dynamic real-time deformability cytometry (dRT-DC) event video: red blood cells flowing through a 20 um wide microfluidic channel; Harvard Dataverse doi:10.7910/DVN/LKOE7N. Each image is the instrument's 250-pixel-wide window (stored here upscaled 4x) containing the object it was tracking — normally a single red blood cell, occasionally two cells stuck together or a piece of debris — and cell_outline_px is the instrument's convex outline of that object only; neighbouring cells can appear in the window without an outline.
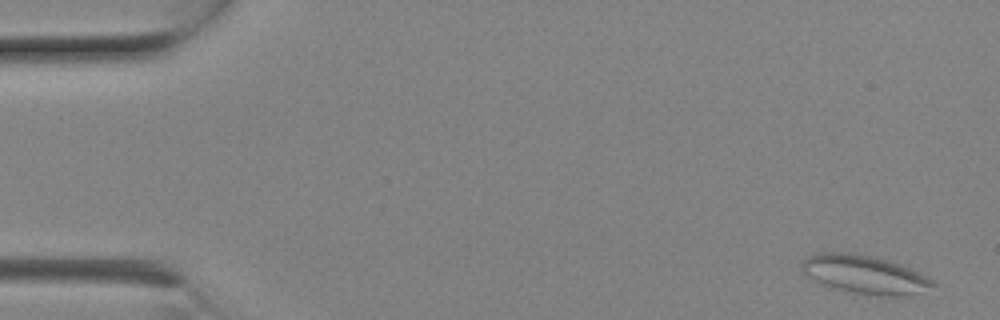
{"species": "Egyptian fruit bat (a non-hibernating species)", "species_latin": "Rousettus aegyptiacus", "temperature_condition": "room temperature", "stored_images_in_passage": 7, "camera_frame_rate_fps": 3000, "um_per_image_px": 0.085, "animal": {"sex": "female"}, "frame": {"image": 1, "passage_image": 1, "time_ms": 0.0, "image_size_px": [1000, 320], "cell_outline_px": [[940, 284], [920, 292], [896, 296], [880, 296], [856, 292], [824, 284], [808, 276], [800, 268], [800, 264], [808, 256], [816, 252], [852, 252], [872, 256], [888, 260], [900, 264]], "centroid_in_image_um": [73.49, 23.3], "position_along_channel_um": 11.5, "area_um2": 28.78}}
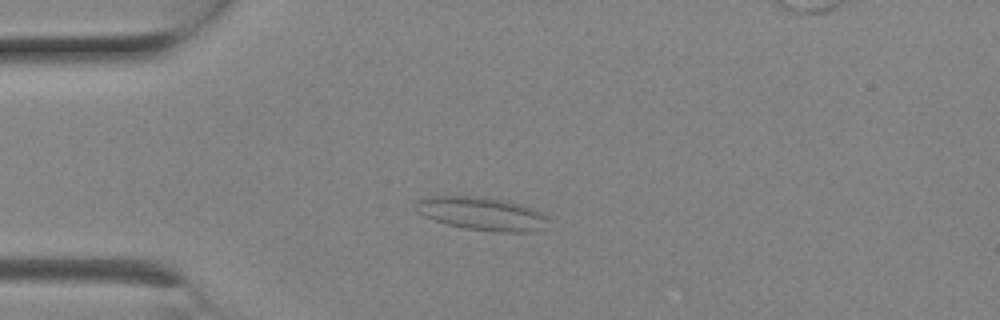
{"frame": {"image": 2, "passage_image": 5, "time_ms": 1.333, "image_size_px": [1000, 320], "cell_outline_px": [[548, 220], [536, 232], [496, 232], [464, 228], [448, 224], [424, 216], [416, 212], [416, 200], [424, 196], [488, 196], [508, 200], [524, 204], [544, 212], [548, 216]], "centroid_in_image_um": [40.99, 18.13], "position_along_channel_um": 44.0, "area_um2": 26.18}}